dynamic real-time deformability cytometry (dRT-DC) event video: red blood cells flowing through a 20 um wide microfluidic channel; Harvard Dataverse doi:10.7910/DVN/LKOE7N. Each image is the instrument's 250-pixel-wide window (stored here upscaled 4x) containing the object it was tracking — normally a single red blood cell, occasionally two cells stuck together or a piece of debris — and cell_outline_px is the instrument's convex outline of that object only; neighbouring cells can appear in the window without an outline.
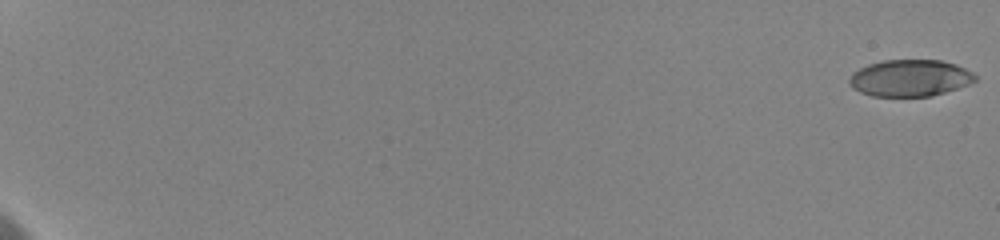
{"species": "human", "species_latin": "Homo sapiens", "temperature_condition": "cold", "stored_images_in_passage": 55, "camera_frame_rate_fps": 3000, "um_per_image_px": 0.085, "donor": {"sex": "female"}, "frame": {"image": 1, "passage_image": 1, "time_ms": 0.0, "image_size_px": [1000, 240], "cell_outline_px": [[976, 80], [968, 84], [932, 96], [872, 96], [860, 92], [852, 88], [848, 80], [852, 72], [868, 64], [884, 60], [940, 60], [956, 64], [972, 72], [976, 76]], "centroid_in_image_um": [77.32, 6.63], "position_along_channel_um": 7.7, "area_um2": 26.88}}
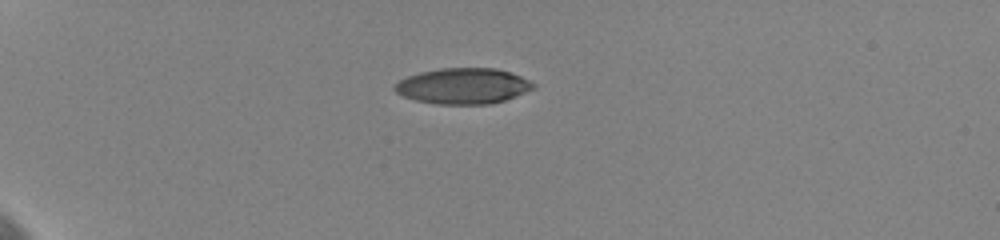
{"frame": {"image": 2, "passage_image": 15, "time_ms": 6.0, "image_size_px": [1000, 240], "cell_outline_px": [[536, 88], [504, 100], [488, 104], [440, 104], [416, 100], [404, 96], [396, 92], [392, 88], [400, 80], [408, 76], [420, 72], [440, 68], [496, 68], [520, 76], [536, 84]], "centroid_in_image_um": [39.37, 7.3], "position_along_channel_um": 45.6, "area_um2": 28.67}}
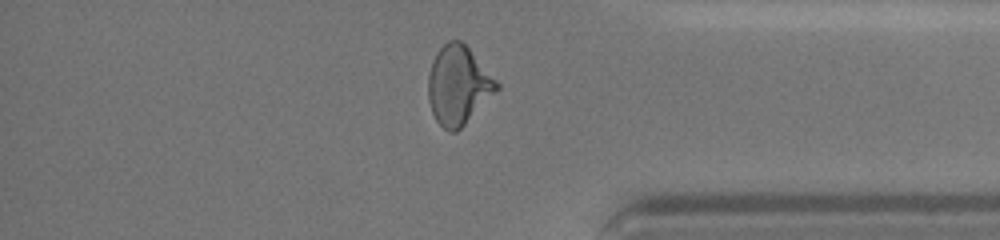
{"frame": {"image": 3, "passage_image": 48, "time_ms": 17.333, "image_size_px": [1000, 240], "cell_outline_px": [[500, 88], [456, 132], [448, 132], [436, 120], [432, 112], [428, 100], [428, 76], [432, 60], [436, 52], [448, 40], [460, 40], [468, 48], [500, 84]], "centroid_in_image_um": [38.93, 7.25], "position_along_channel_um": 396.3, "area_um2": 31.1}, "authors_computed_cell_mechanics": {"area_um2": 29.8248, "velocity_mm_per_s": 3.6079, "shape_relaxation_time_tau1_ms": 4.7459, "shape_relaxation_time_tau2_ms": 2.1483, "deformation_change_tau1": 0.1767, "deformation_change_tau2": 0.0835}}